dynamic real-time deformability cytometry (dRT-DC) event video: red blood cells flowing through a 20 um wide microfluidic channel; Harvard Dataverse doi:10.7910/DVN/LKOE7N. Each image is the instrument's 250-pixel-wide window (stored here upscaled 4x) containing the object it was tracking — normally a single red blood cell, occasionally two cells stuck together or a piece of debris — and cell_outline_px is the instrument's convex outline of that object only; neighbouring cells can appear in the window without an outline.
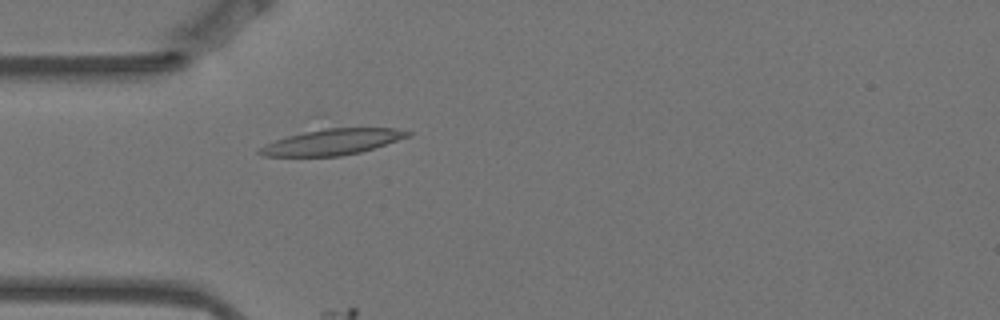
{"species": "Egyptian fruit bat (a non-hibernating species)", "species_latin": "Rousettus aegyptiacus", "temperature_condition": "warm", "stored_images_in_passage": 6, "camera_frame_rate_fps": 3000, "um_per_image_px": 0.085, "animal": {"sex": "female"}, "frame": {"image": 1, "passage_image": 5, "time_ms": 1.333, "image_size_px": [1000, 320], "cell_outline_px": [[412, 136], [360, 152], [340, 156], [264, 156], [256, 152], [260, 148], [276, 140], [288, 136], [316, 128], [396, 128], [412, 132]], "centroid_in_image_um": [28.29, 12.05], "position_along_channel_um": 56.7, "area_um2": 22.25}}